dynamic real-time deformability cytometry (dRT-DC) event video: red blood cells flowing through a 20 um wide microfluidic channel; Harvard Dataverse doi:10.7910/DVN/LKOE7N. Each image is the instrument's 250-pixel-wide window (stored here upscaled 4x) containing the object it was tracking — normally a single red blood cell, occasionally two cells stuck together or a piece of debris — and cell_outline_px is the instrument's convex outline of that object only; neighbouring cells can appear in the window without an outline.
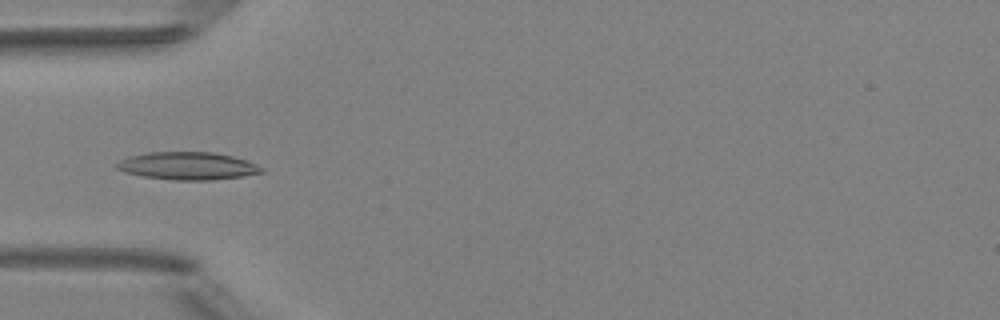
{"species": "Egyptian fruit bat (a non-hibernating species)", "species_latin": "Rousettus aegyptiacus", "temperature_condition": "room temperature", "stored_images_in_passage": 39, "camera_frame_rate_fps": 3000, "um_per_image_px": 0.085, "animal": {"sex": "female"}, "frame": {"image": 1, "passage_image": 4, "time_ms": 1.0, "image_size_px": [1000, 320], "cell_outline_px": [[264, 172], [244, 176], [212, 180], [176, 180], [144, 176], [124, 172], [116, 168], [116, 164], [120, 160], [128, 156], [148, 152], [212, 152], [232, 156], [256, 164], [264, 168]], "centroid_in_image_um": [15.95, 14.1], "position_along_channel_um": 69.1, "area_um2": 23.29}}
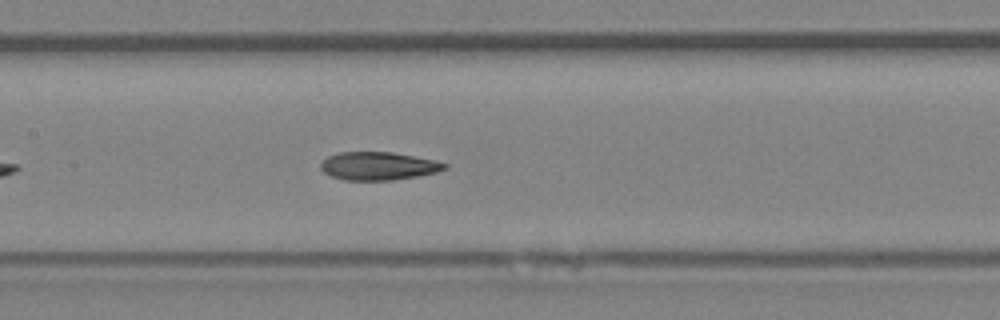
{"frame": {"image": 2, "passage_image": 12, "time_ms": 3.667, "image_size_px": [1000, 320], "cell_outline_px": [[448, 168], [436, 172], [420, 176], [392, 180], [344, 180], [332, 176], [324, 172], [320, 168], [320, 164], [328, 156], [340, 152], [392, 152], [436, 160], [448, 164]], "centroid_in_image_um": [32.19, 14.11], "position_along_channel_um": 175.2, "area_um2": 20.35}}
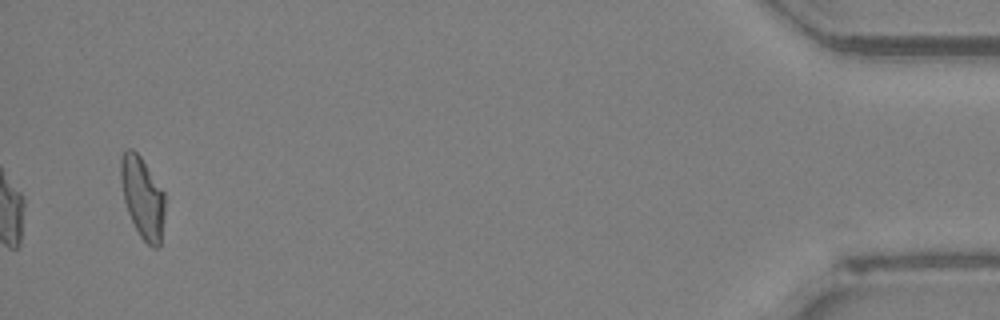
{"frame": {"image": 3, "passage_image": 37, "time_ms": 12.0, "image_size_px": [1000, 320], "cell_outline_px": [[164, 216], [160, 248], [152, 248], [140, 236], [128, 212], [124, 200], [120, 180], [120, 156], [128, 148], [132, 148], [140, 156], [164, 192]], "centroid_in_image_um": [12.11, 16.79], "position_along_channel_um": 423.1, "area_um2": 20.87}, "authors_computed_cell_mechanics": {"area_um2": 20.8658, "velocity_mm_per_s": 4.0011, "shape_relaxation_time_tau1_ms": 5.422, "shape_relaxation_time_tau2_ms": 2.1114, "deformation_change_tau1": 0.1915, "deformation_change_tau2": 0.0988}}